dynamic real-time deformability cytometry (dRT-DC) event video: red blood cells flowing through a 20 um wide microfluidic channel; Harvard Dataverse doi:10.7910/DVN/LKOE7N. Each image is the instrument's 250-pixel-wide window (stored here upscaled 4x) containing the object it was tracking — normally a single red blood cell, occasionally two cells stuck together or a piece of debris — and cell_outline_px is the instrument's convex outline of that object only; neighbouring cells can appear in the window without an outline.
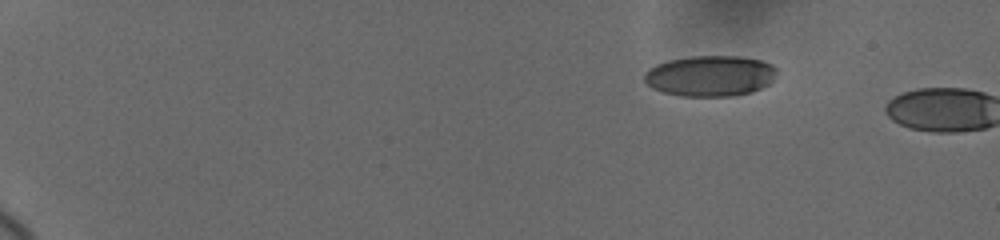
{"species": "human", "species_latin": "Homo sapiens", "temperature_condition": "cold", "stored_images_in_passage": 3, "camera_frame_rate_fps": 3000, "um_per_image_px": 0.085, "donor": {"sex": "female"}, "frame": {"image": 1, "passage_image": 1, "time_ms": 0.0, "image_size_px": [1000, 240], "cell_outline_px": [[776, 68], [772, 80], [768, 84], [752, 92], [732, 96], [684, 96], [664, 92], [652, 88], [644, 80], [644, 72], [648, 68], [656, 64], [668, 60], [692, 56], [740, 56], [760, 60], [772, 64]], "centroid_in_image_um": [60.34, 6.44], "position_along_channel_um": 24.7, "area_um2": 31.44}}